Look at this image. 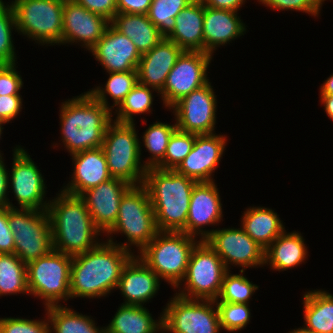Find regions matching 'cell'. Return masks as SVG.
<instances>
[{
    "mask_svg": "<svg viewBox=\"0 0 333 333\" xmlns=\"http://www.w3.org/2000/svg\"><path fill=\"white\" fill-rule=\"evenodd\" d=\"M72 174L68 183L60 190L81 196L88 189L96 187L112 178L107 167V159L102 147L80 151L70 155Z\"/></svg>",
    "mask_w": 333,
    "mask_h": 333,
    "instance_id": "obj_23",
    "label": "cell"
},
{
    "mask_svg": "<svg viewBox=\"0 0 333 333\" xmlns=\"http://www.w3.org/2000/svg\"><path fill=\"white\" fill-rule=\"evenodd\" d=\"M319 102L323 105V109L328 118L333 121V94H319Z\"/></svg>",
    "mask_w": 333,
    "mask_h": 333,
    "instance_id": "obj_51",
    "label": "cell"
},
{
    "mask_svg": "<svg viewBox=\"0 0 333 333\" xmlns=\"http://www.w3.org/2000/svg\"><path fill=\"white\" fill-rule=\"evenodd\" d=\"M260 5L269 7L273 11H298L313 16H321L323 0H256Z\"/></svg>",
    "mask_w": 333,
    "mask_h": 333,
    "instance_id": "obj_43",
    "label": "cell"
},
{
    "mask_svg": "<svg viewBox=\"0 0 333 333\" xmlns=\"http://www.w3.org/2000/svg\"><path fill=\"white\" fill-rule=\"evenodd\" d=\"M287 333H312V332H310V331H307V330H305L303 327H298V328H295V329H292V330H290L289 332H287Z\"/></svg>",
    "mask_w": 333,
    "mask_h": 333,
    "instance_id": "obj_53",
    "label": "cell"
},
{
    "mask_svg": "<svg viewBox=\"0 0 333 333\" xmlns=\"http://www.w3.org/2000/svg\"><path fill=\"white\" fill-rule=\"evenodd\" d=\"M227 271L209 244L205 240L199 241L191 251L185 276L174 291L187 299L215 301Z\"/></svg>",
    "mask_w": 333,
    "mask_h": 333,
    "instance_id": "obj_10",
    "label": "cell"
},
{
    "mask_svg": "<svg viewBox=\"0 0 333 333\" xmlns=\"http://www.w3.org/2000/svg\"><path fill=\"white\" fill-rule=\"evenodd\" d=\"M245 209L240 226L264 250L285 231L283 220L272 208L250 206Z\"/></svg>",
    "mask_w": 333,
    "mask_h": 333,
    "instance_id": "obj_28",
    "label": "cell"
},
{
    "mask_svg": "<svg viewBox=\"0 0 333 333\" xmlns=\"http://www.w3.org/2000/svg\"><path fill=\"white\" fill-rule=\"evenodd\" d=\"M18 294L29 296L26 263L15 253H0V298Z\"/></svg>",
    "mask_w": 333,
    "mask_h": 333,
    "instance_id": "obj_34",
    "label": "cell"
},
{
    "mask_svg": "<svg viewBox=\"0 0 333 333\" xmlns=\"http://www.w3.org/2000/svg\"><path fill=\"white\" fill-rule=\"evenodd\" d=\"M308 256V247L301 232L285 230L265 249L264 265L273 271H288L305 264Z\"/></svg>",
    "mask_w": 333,
    "mask_h": 333,
    "instance_id": "obj_26",
    "label": "cell"
},
{
    "mask_svg": "<svg viewBox=\"0 0 333 333\" xmlns=\"http://www.w3.org/2000/svg\"><path fill=\"white\" fill-rule=\"evenodd\" d=\"M4 125H6V124H0V140H2V134H3V129H4ZM1 148V147H0ZM2 152V153H1ZM4 154H3V151L2 150H0V158H5L4 156H3Z\"/></svg>",
    "mask_w": 333,
    "mask_h": 333,
    "instance_id": "obj_54",
    "label": "cell"
},
{
    "mask_svg": "<svg viewBox=\"0 0 333 333\" xmlns=\"http://www.w3.org/2000/svg\"><path fill=\"white\" fill-rule=\"evenodd\" d=\"M0 333H50L46 311L43 319L0 318Z\"/></svg>",
    "mask_w": 333,
    "mask_h": 333,
    "instance_id": "obj_42",
    "label": "cell"
},
{
    "mask_svg": "<svg viewBox=\"0 0 333 333\" xmlns=\"http://www.w3.org/2000/svg\"><path fill=\"white\" fill-rule=\"evenodd\" d=\"M22 95H0V119L8 124L15 120L23 109Z\"/></svg>",
    "mask_w": 333,
    "mask_h": 333,
    "instance_id": "obj_45",
    "label": "cell"
},
{
    "mask_svg": "<svg viewBox=\"0 0 333 333\" xmlns=\"http://www.w3.org/2000/svg\"><path fill=\"white\" fill-rule=\"evenodd\" d=\"M88 11L105 17L110 22L118 13L117 0H74Z\"/></svg>",
    "mask_w": 333,
    "mask_h": 333,
    "instance_id": "obj_46",
    "label": "cell"
},
{
    "mask_svg": "<svg viewBox=\"0 0 333 333\" xmlns=\"http://www.w3.org/2000/svg\"><path fill=\"white\" fill-rule=\"evenodd\" d=\"M167 333H220L219 312L214 300L187 299L174 293L162 309Z\"/></svg>",
    "mask_w": 333,
    "mask_h": 333,
    "instance_id": "obj_12",
    "label": "cell"
},
{
    "mask_svg": "<svg viewBox=\"0 0 333 333\" xmlns=\"http://www.w3.org/2000/svg\"><path fill=\"white\" fill-rule=\"evenodd\" d=\"M204 4L193 0L175 17V27L166 37L183 51L204 52Z\"/></svg>",
    "mask_w": 333,
    "mask_h": 333,
    "instance_id": "obj_27",
    "label": "cell"
},
{
    "mask_svg": "<svg viewBox=\"0 0 333 333\" xmlns=\"http://www.w3.org/2000/svg\"><path fill=\"white\" fill-rule=\"evenodd\" d=\"M196 135L176 129L169 138L164 159L156 167L164 170H175L190 153Z\"/></svg>",
    "mask_w": 333,
    "mask_h": 333,
    "instance_id": "obj_40",
    "label": "cell"
},
{
    "mask_svg": "<svg viewBox=\"0 0 333 333\" xmlns=\"http://www.w3.org/2000/svg\"><path fill=\"white\" fill-rule=\"evenodd\" d=\"M205 241L219 255L228 270H233L231 265L242 268V271L265 266V250L241 226L213 229Z\"/></svg>",
    "mask_w": 333,
    "mask_h": 333,
    "instance_id": "obj_16",
    "label": "cell"
},
{
    "mask_svg": "<svg viewBox=\"0 0 333 333\" xmlns=\"http://www.w3.org/2000/svg\"><path fill=\"white\" fill-rule=\"evenodd\" d=\"M110 23L132 40L141 55L150 51L163 38L147 14L118 12Z\"/></svg>",
    "mask_w": 333,
    "mask_h": 333,
    "instance_id": "obj_31",
    "label": "cell"
},
{
    "mask_svg": "<svg viewBox=\"0 0 333 333\" xmlns=\"http://www.w3.org/2000/svg\"><path fill=\"white\" fill-rule=\"evenodd\" d=\"M215 181L197 182L193 188L186 220V234L205 240L223 221V204ZM211 225V226H210ZM199 236V237H198Z\"/></svg>",
    "mask_w": 333,
    "mask_h": 333,
    "instance_id": "obj_17",
    "label": "cell"
},
{
    "mask_svg": "<svg viewBox=\"0 0 333 333\" xmlns=\"http://www.w3.org/2000/svg\"><path fill=\"white\" fill-rule=\"evenodd\" d=\"M176 129L175 121L174 124H171L156 120L143 132V136L139 138L140 140L142 138V142H139L140 152H142L143 146L150 155L147 159L142 160L146 168L156 167L164 159L169 138Z\"/></svg>",
    "mask_w": 333,
    "mask_h": 333,
    "instance_id": "obj_36",
    "label": "cell"
},
{
    "mask_svg": "<svg viewBox=\"0 0 333 333\" xmlns=\"http://www.w3.org/2000/svg\"><path fill=\"white\" fill-rule=\"evenodd\" d=\"M110 21L88 11L74 0H64L62 45H79L89 51L103 36Z\"/></svg>",
    "mask_w": 333,
    "mask_h": 333,
    "instance_id": "obj_19",
    "label": "cell"
},
{
    "mask_svg": "<svg viewBox=\"0 0 333 333\" xmlns=\"http://www.w3.org/2000/svg\"><path fill=\"white\" fill-rule=\"evenodd\" d=\"M219 312L221 329L229 333H238L249 324L251 309L249 304L215 302Z\"/></svg>",
    "mask_w": 333,
    "mask_h": 333,
    "instance_id": "obj_41",
    "label": "cell"
},
{
    "mask_svg": "<svg viewBox=\"0 0 333 333\" xmlns=\"http://www.w3.org/2000/svg\"><path fill=\"white\" fill-rule=\"evenodd\" d=\"M153 92H159L151 87L137 82L133 89L127 94L123 102L113 112V120L120 123H135L136 115L148 114L153 112ZM115 117V119H114Z\"/></svg>",
    "mask_w": 333,
    "mask_h": 333,
    "instance_id": "obj_35",
    "label": "cell"
},
{
    "mask_svg": "<svg viewBox=\"0 0 333 333\" xmlns=\"http://www.w3.org/2000/svg\"><path fill=\"white\" fill-rule=\"evenodd\" d=\"M13 148L11 171H8V188L11 189L8 192L12 190L18 204L16 208L47 210L50 199L46 197L48 187L44 175L24 146Z\"/></svg>",
    "mask_w": 333,
    "mask_h": 333,
    "instance_id": "obj_13",
    "label": "cell"
},
{
    "mask_svg": "<svg viewBox=\"0 0 333 333\" xmlns=\"http://www.w3.org/2000/svg\"><path fill=\"white\" fill-rule=\"evenodd\" d=\"M5 3V1L0 0V6L3 5Z\"/></svg>",
    "mask_w": 333,
    "mask_h": 333,
    "instance_id": "obj_56",
    "label": "cell"
},
{
    "mask_svg": "<svg viewBox=\"0 0 333 333\" xmlns=\"http://www.w3.org/2000/svg\"><path fill=\"white\" fill-rule=\"evenodd\" d=\"M17 64H0V95H21L24 82Z\"/></svg>",
    "mask_w": 333,
    "mask_h": 333,
    "instance_id": "obj_44",
    "label": "cell"
},
{
    "mask_svg": "<svg viewBox=\"0 0 333 333\" xmlns=\"http://www.w3.org/2000/svg\"><path fill=\"white\" fill-rule=\"evenodd\" d=\"M204 6L215 9L241 11L242 6H245L246 0H201Z\"/></svg>",
    "mask_w": 333,
    "mask_h": 333,
    "instance_id": "obj_50",
    "label": "cell"
},
{
    "mask_svg": "<svg viewBox=\"0 0 333 333\" xmlns=\"http://www.w3.org/2000/svg\"><path fill=\"white\" fill-rule=\"evenodd\" d=\"M303 293L302 327L312 333H333V294L317 288Z\"/></svg>",
    "mask_w": 333,
    "mask_h": 333,
    "instance_id": "obj_29",
    "label": "cell"
},
{
    "mask_svg": "<svg viewBox=\"0 0 333 333\" xmlns=\"http://www.w3.org/2000/svg\"><path fill=\"white\" fill-rule=\"evenodd\" d=\"M228 138L223 134L196 135L190 153L175 169L197 182H212L226 150Z\"/></svg>",
    "mask_w": 333,
    "mask_h": 333,
    "instance_id": "obj_18",
    "label": "cell"
},
{
    "mask_svg": "<svg viewBox=\"0 0 333 333\" xmlns=\"http://www.w3.org/2000/svg\"><path fill=\"white\" fill-rule=\"evenodd\" d=\"M155 214L146 187L132 185L123 195L115 224L104 234L105 239L130 252L139 253L158 233ZM119 233L127 241H114ZM114 234V235H113ZM107 237V238H106ZM135 246L138 250L132 249Z\"/></svg>",
    "mask_w": 333,
    "mask_h": 333,
    "instance_id": "obj_5",
    "label": "cell"
},
{
    "mask_svg": "<svg viewBox=\"0 0 333 333\" xmlns=\"http://www.w3.org/2000/svg\"><path fill=\"white\" fill-rule=\"evenodd\" d=\"M15 242L8 221V206H0V253H14Z\"/></svg>",
    "mask_w": 333,
    "mask_h": 333,
    "instance_id": "obj_47",
    "label": "cell"
},
{
    "mask_svg": "<svg viewBox=\"0 0 333 333\" xmlns=\"http://www.w3.org/2000/svg\"><path fill=\"white\" fill-rule=\"evenodd\" d=\"M211 84L209 81L193 90L169 109L173 111L178 130L197 135L216 133L218 101Z\"/></svg>",
    "mask_w": 333,
    "mask_h": 333,
    "instance_id": "obj_15",
    "label": "cell"
},
{
    "mask_svg": "<svg viewBox=\"0 0 333 333\" xmlns=\"http://www.w3.org/2000/svg\"><path fill=\"white\" fill-rule=\"evenodd\" d=\"M213 55L200 51H183L169 72L159 93L165 109H170L184 96L209 82L208 68Z\"/></svg>",
    "mask_w": 333,
    "mask_h": 333,
    "instance_id": "obj_14",
    "label": "cell"
},
{
    "mask_svg": "<svg viewBox=\"0 0 333 333\" xmlns=\"http://www.w3.org/2000/svg\"><path fill=\"white\" fill-rule=\"evenodd\" d=\"M319 89L320 94H333V73L323 81Z\"/></svg>",
    "mask_w": 333,
    "mask_h": 333,
    "instance_id": "obj_52",
    "label": "cell"
},
{
    "mask_svg": "<svg viewBox=\"0 0 333 333\" xmlns=\"http://www.w3.org/2000/svg\"><path fill=\"white\" fill-rule=\"evenodd\" d=\"M131 186L125 180L111 178L81 195L95 226L103 234L115 224L121 198Z\"/></svg>",
    "mask_w": 333,
    "mask_h": 333,
    "instance_id": "obj_21",
    "label": "cell"
},
{
    "mask_svg": "<svg viewBox=\"0 0 333 333\" xmlns=\"http://www.w3.org/2000/svg\"><path fill=\"white\" fill-rule=\"evenodd\" d=\"M106 73L137 71L141 54L130 38L111 23L101 39L89 50Z\"/></svg>",
    "mask_w": 333,
    "mask_h": 333,
    "instance_id": "obj_20",
    "label": "cell"
},
{
    "mask_svg": "<svg viewBox=\"0 0 333 333\" xmlns=\"http://www.w3.org/2000/svg\"><path fill=\"white\" fill-rule=\"evenodd\" d=\"M193 0H152L147 16L158 28L163 37H167L175 27V17Z\"/></svg>",
    "mask_w": 333,
    "mask_h": 333,
    "instance_id": "obj_38",
    "label": "cell"
},
{
    "mask_svg": "<svg viewBox=\"0 0 333 333\" xmlns=\"http://www.w3.org/2000/svg\"><path fill=\"white\" fill-rule=\"evenodd\" d=\"M199 241L184 232L159 231L136 255L175 290L185 276L191 251Z\"/></svg>",
    "mask_w": 333,
    "mask_h": 333,
    "instance_id": "obj_6",
    "label": "cell"
},
{
    "mask_svg": "<svg viewBox=\"0 0 333 333\" xmlns=\"http://www.w3.org/2000/svg\"><path fill=\"white\" fill-rule=\"evenodd\" d=\"M4 158H0V206H8L9 208H16V206L12 203V199L10 201L9 198V188H8V171L10 170L6 166V162H4ZM8 169V170H7Z\"/></svg>",
    "mask_w": 333,
    "mask_h": 333,
    "instance_id": "obj_49",
    "label": "cell"
},
{
    "mask_svg": "<svg viewBox=\"0 0 333 333\" xmlns=\"http://www.w3.org/2000/svg\"><path fill=\"white\" fill-rule=\"evenodd\" d=\"M161 282L158 275L134 255L124 266L116 290L124 299L121 304L146 306L157 296Z\"/></svg>",
    "mask_w": 333,
    "mask_h": 333,
    "instance_id": "obj_22",
    "label": "cell"
},
{
    "mask_svg": "<svg viewBox=\"0 0 333 333\" xmlns=\"http://www.w3.org/2000/svg\"><path fill=\"white\" fill-rule=\"evenodd\" d=\"M231 272V273H230ZM233 271L228 270L222 281L221 291L215 302H230L249 304L252 296L259 289L257 284H253L244 272L233 274Z\"/></svg>",
    "mask_w": 333,
    "mask_h": 333,
    "instance_id": "obj_37",
    "label": "cell"
},
{
    "mask_svg": "<svg viewBox=\"0 0 333 333\" xmlns=\"http://www.w3.org/2000/svg\"><path fill=\"white\" fill-rule=\"evenodd\" d=\"M50 198L47 212L50 217L53 249L71 256L87 252L101 241L104 234L95 226L81 196L62 190ZM54 198V199H53Z\"/></svg>",
    "mask_w": 333,
    "mask_h": 333,
    "instance_id": "obj_3",
    "label": "cell"
},
{
    "mask_svg": "<svg viewBox=\"0 0 333 333\" xmlns=\"http://www.w3.org/2000/svg\"><path fill=\"white\" fill-rule=\"evenodd\" d=\"M104 86L96 85L87 91L96 101L102 103L106 108L114 112L123 102L127 94L137 84V71L110 72ZM113 100L112 106L108 101Z\"/></svg>",
    "mask_w": 333,
    "mask_h": 333,
    "instance_id": "obj_33",
    "label": "cell"
},
{
    "mask_svg": "<svg viewBox=\"0 0 333 333\" xmlns=\"http://www.w3.org/2000/svg\"><path fill=\"white\" fill-rule=\"evenodd\" d=\"M135 254L107 240L91 250L72 256L71 300L98 299L116 291L122 270Z\"/></svg>",
    "mask_w": 333,
    "mask_h": 333,
    "instance_id": "obj_1",
    "label": "cell"
},
{
    "mask_svg": "<svg viewBox=\"0 0 333 333\" xmlns=\"http://www.w3.org/2000/svg\"><path fill=\"white\" fill-rule=\"evenodd\" d=\"M106 326V333H156L162 326V311L158 319L146 306L121 304Z\"/></svg>",
    "mask_w": 333,
    "mask_h": 333,
    "instance_id": "obj_30",
    "label": "cell"
},
{
    "mask_svg": "<svg viewBox=\"0 0 333 333\" xmlns=\"http://www.w3.org/2000/svg\"><path fill=\"white\" fill-rule=\"evenodd\" d=\"M136 123L112 121L104 134L102 149L112 178L125 180L131 185H141L147 168L140 152V139ZM137 130V131H136Z\"/></svg>",
    "mask_w": 333,
    "mask_h": 333,
    "instance_id": "obj_7",
    "label": "cell"
},
{
    "mask_svg": "<svg viewBox=\"0 0 333 333\" xmlns=\"http://www.w3.org/2000/svg\"><path fill=\"white\" fill-rule=\"evenodd\" d=\"M196 183L175 170L147 168L143 185L150 197L158 231L186 233L190 199Z\"/></svg>",
    "mask_w": 333,
    "mask_h": 333,
    "instance_id": "obj_4",
    "label": "cell"
},
{
    "mask_svg": "<svg viewBox=\"0 0 333 333\" xmlns=\"http://www.w3.org/2000/svg\"><path fill=\"white\" fill-rule=\"evenodd\" d=\"M8 221L15 242L14 253L22 262L27 264L53 250L47 210L8 207Z\"/></svg>",
    "mask_w": 333,
    "mask_h": 333,
    "instance_id": "obj_11",
    "label": "cell"
},
{
    "mask_svg": "<svg viewBox=\"0 0 333 333\" xmlns=\"http://www.w3.org/2000/svg\"><path fill=\"white\" fill-rule=\"evenodd\" d=\"M64 305L44 308L48 316L50 333H106V325L97 326L98 323L91 315L79 313L70 306L67 307L68 304Z\"/></svg>",
    "mask_w": 333,
    "mask_h": 333,
    "instance_id": "obj_32",
    "label": "cell"
},
{
    "mask_svg": "<svg viewBox=\"0 0 333 333\" xmlns=\"http://www.w3.org/2000/svg\"><path fill=\"white\" fill-rule=\"evenodd\" d=\"M165 332L167 333V331L162 327L156 333H165Z\"/></svg>",
    "mask_w": 333,
    "mask_h": 333,
    "instance_id": "obj_55",
    "label": "cell"
},
{
    "mask_svg": "<svg viewBox=\"0 0 333 333\" xmlns=\"http://www.w3.org/2000/svg\"><path fill=\"white\" fill-rule=\"evenodd\" d=\"M248 27L238 12L204 6V52L214 55L221 46L244 36Z\"/></svg>",
    "mask_w": 333,
    "mask_h": 333,
    "instance_id": "obj_24",
    "label": "cell"
},
{
    "mask_svg": "<svg viewBox=\"0 0 333 333\" xmlns=\"http://www.w3.org/2000/svg\"><path fill=\"white\" fill-rule=\"evenodd\" d=\"M17 32L38 46L62 45L64 0H8Z\"/></svg>",
    "mask_w": 333,
    "mask_h": 333,
    "instance_id": "obj_8",
    "label": "cell"
},
{
    "mask_svg": "<svg viewBox=\"0 0 333 333\" xmlns=\"http://www.w3.org/2000/svg\"><path fill=\"white\" fill-rule=\"evenodd\" d=\"M0 124H6V123H4V122L0 119Z\"/></svg>",
    "mask_w": 333,
    "mask_h": 333,
    "instance_id": "obj_57",
    "label": "cell"
},
{
    "mask_svg": "<svg viewBox=\"0 0 333 333\" xmlns=\"http://www.w3.org/2000/svg\"><path fill=\"white\" fill-rule=\"evenodd\" d=\"M13 31L17 32L15 13L11 3L5 2L0 6V64L18 63Z\"/></svg>",
    "mask_w": 333,
    "mask_h": 333,
    "instance_id": "obj_39",
    "label": "cell"
},
{
    "mask_svg": "<svg viewBox=\"0 0 333 333\" xmlns=\"http://www.w3.org/2000/svg\"><path fill=\"white\" fill-rule=\"evenodd\" d=\"M152 0H117V8L120 13L147 14Z\"/></svg>",
    "mask_w": 333,
    "mask_h": 333,
    "instance_id": "obj_48",
    "label": "cell"
},
{
    "mask_svg": "<svg viewBox=\"0 0 333 333\" xmlns=\"http://www.w3.org/2000/svg\"><path fill=\"white\" fill-rule=\"evenodd\" d=\"M61 143L69 155L102 147L104 134L113 121V112L87 91L62 102L59 107ZM58 143V144H57ZM57 145V146H56ZM55 146V147H54Z\"/></svg>",
    "mask_w": 333,
    "mask_h": 333,
    "instance_id": "obj_2",
    "label": "cell"
},
{
    "mask_svg": "<svg viewBox=\"0 0 333 333\" xmlns=\"http://www.w3.org/2000/svg\"><path fill=\"white\" fill-rule=\"evenodd\" d=\"M72 256L52 250L26 264L29 295L43 301L44 308L71 300ZM61 302V303H60Z\"/></svg>",
    "mask_w": 333,
    "mask_h": 333,
    "instance_id": "obj_9",
    "label": "cell"
},
{
    "mask_svg": "<svg viewBox=\"0 0 333 333\" xmlns=\"http://www.w3.org/2000/svg\"><path fill=\"white\" fill-rule=\"evenodd\" d=\"M182 52L177 44L163 37L155 47L141 55L137 67L138 83L154 88L160 93Z\"/></svg>",
    "mask_w": 333,
    "mask_h": 333,
    "instance_id": "obj_25",
    "label": "cell"
}]
</instances>
